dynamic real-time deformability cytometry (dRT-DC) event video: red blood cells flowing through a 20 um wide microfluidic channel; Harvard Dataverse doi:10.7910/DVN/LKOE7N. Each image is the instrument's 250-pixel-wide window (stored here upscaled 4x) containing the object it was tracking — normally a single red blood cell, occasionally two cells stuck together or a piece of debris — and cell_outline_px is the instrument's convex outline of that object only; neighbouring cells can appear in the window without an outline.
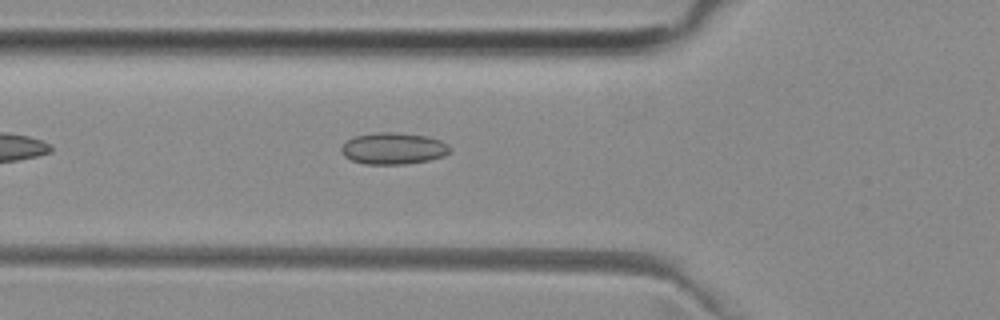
{"species": "common noctule bat (a hibernating species)", "species_latin": "Nyctalus noctula", "temperature_condition": "room temperature", "stored_images_in_passage": 32, "camera_frame_rate_fps": 3000, "um_per_image_px": 0.085, "animal": {"sex": "female", "body_mass_g": 29.2, "forearm_length_mm": 56.3}, "frame": {"image": 1, "passage_image": 2, "time_ms": 0.333, "image_size_px": [1000, 320], "cell_outline_px": [[452, 152], [444, 156], [428, 160], [404, 164], [364, 164], [352, 160], [344, 156], [340, 152], [340, 148], [348, 140], [356, 136], [380, 132], [392, 132], [424, 136], [440, 140], [448, 144], [452, 148]], "centroid_in_image_um": [33.46, 12.63], "position_along_channel_um": 92.3, "area_um2": 19.94}}
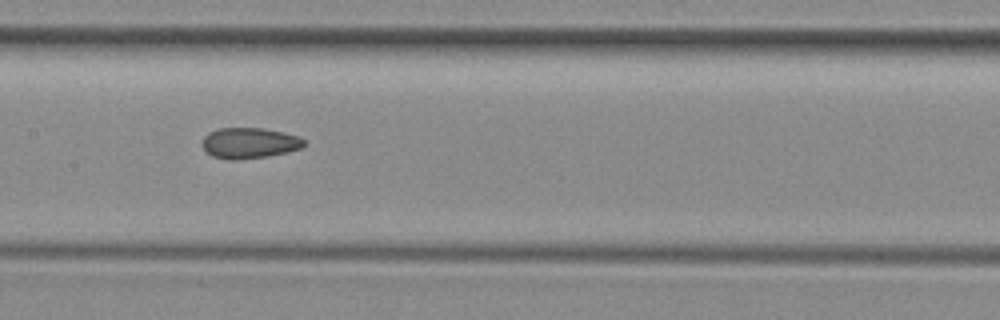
{"frame": {"image": 2, "passage_image": 9, "time_ms": 2.667, "image_size_px": [1000, 320], "cell_outline_px": [[304, 144], [300, 148], [288, 152], [268, 156], [236, 160], [228, 160], [212, 156], [200, 144], [204, 136], [208, 132], [220, 128], [264, 128], [284, 132], [300, 136], [304, 140]], "centroid_in_image_um": [21.18, 12.15], "position_along_channel_um": 186.2, "area_um2": 18.38}}
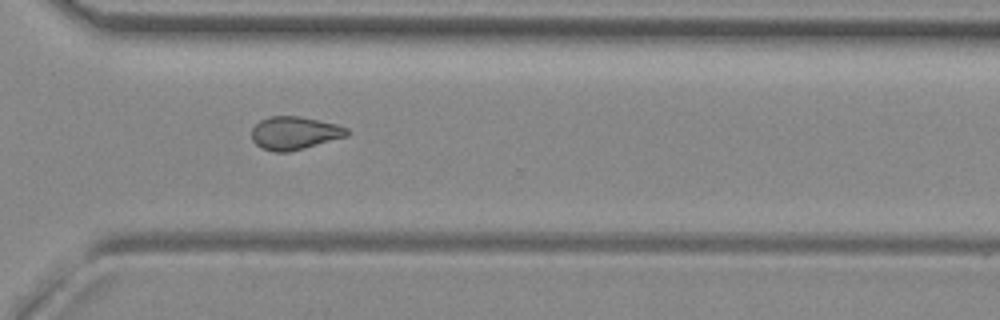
{"frame": {"image": 3, "passage_image": 21, "time_ms": 6.667, "image_size_px": [1000, 320], "cell_outline_px": [[348, 136], [304, 148], [288, 152], [276, 152], [260, 148], [252, 140], [252, 128], [260, 120], [272, 116], [300, 116], [336, 124], [348, 128]], "centroid_in_image_um": [25.02, 11.31], "position_along_channel_um": 345.6, "area_um2": 18.32}}